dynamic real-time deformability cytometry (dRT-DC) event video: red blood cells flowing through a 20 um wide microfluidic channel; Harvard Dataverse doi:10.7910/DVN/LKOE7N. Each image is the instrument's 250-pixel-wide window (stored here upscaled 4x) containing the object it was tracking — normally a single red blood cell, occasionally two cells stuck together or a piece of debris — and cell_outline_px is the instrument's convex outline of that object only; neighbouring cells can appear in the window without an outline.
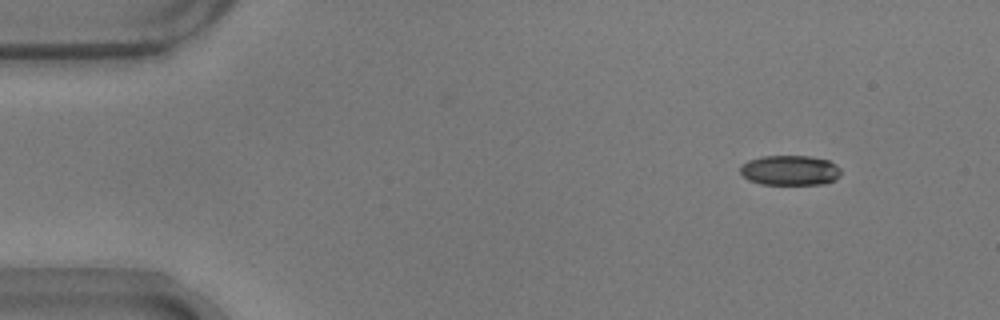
{"species": "common noctule bat (a hibernating species)", "species_latin": "Nyctalus noctula", "temperature_condition": "warm", "stored_images_in_passage": 50, "camera_frame_rate_fps": 3000, "um_per_image_px": 0.085, "animal": {"sex": "male", "body_mass_g": 17.9}, "frame": {"image": 1, "passage_image": 1, "time_ms": 0.0, "image_size_px": [1000, 320], "cell_outline_px": [[840, 176], [824, 184], [760, 184], [748, 180], [740, 172], [740, 164], [748, 160], [760, 156], [808, 156], [828, 160], [836, 164], [840, 168]], "centroid_in_image_um": [67.11, 14.47], "position_along_channel_um": 17.9, "area_um2": 17.69}}
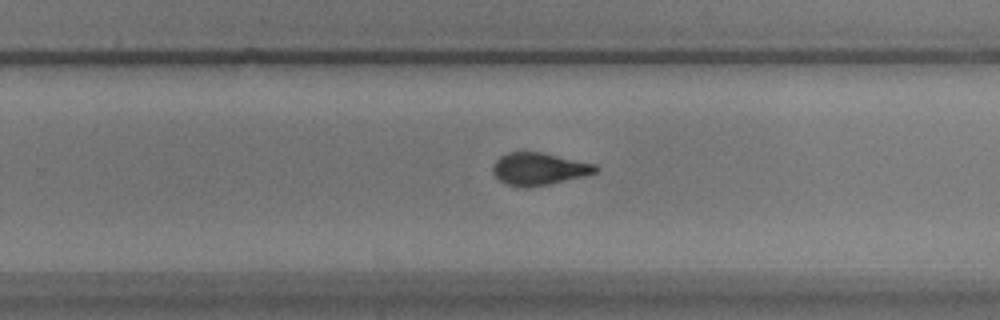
{"frame": {"image": 2, "passage_image": 30, "time_ms": 9.667, "image_size_px": [1000, 320], "cell_outline_px": [[600, 172], [584, 176], [548, 184], [528, 188], [508, 184], [500, 180], [492, 172], [492, 164], [500, 156], [508, 152], [540, 152], [596, 164], [600, 168]], "centroid_in_image_um": [45.83, 14.35], "position_along_channel_um": 284.0, "area_um2": 19.36}}
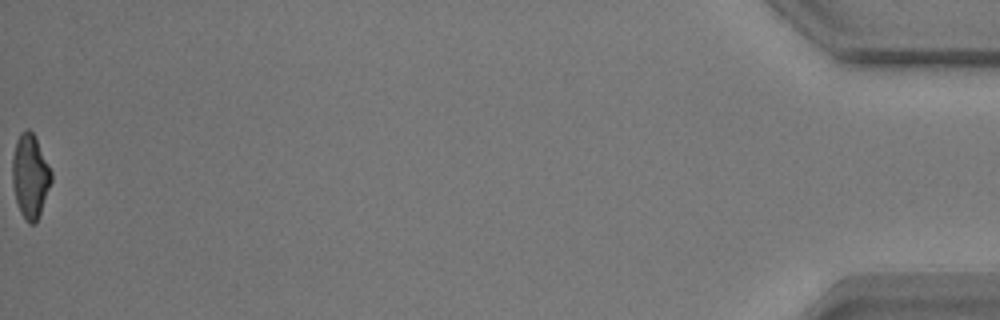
{"frame": {"image": 3, "passage_image": 50, "time_ms": 16.333, "image_size_px": [1000, 320], "cell_outline_px": [[52, 180], [36, 224], [28, 224], [24, 220], [20, 212], [16, 200], [12, 184], [12, 156], [16, 140], [20, 132], [28, 128], [32, 132], [52, 172]], "centroid_in_image_um": [2.54, 15.0], "position_along_channel_um": 432.7, "area_um2": 19.02}, "authors_computed_cell_mechanics": {"area_um2": 19.4786, "velocity_mm_per_s": 3.7226, "shape_relaxation_time_tau1_ms": 9.2518, "shape_relaxation_time_tau2_ms": 1.3702, "deformation_change_tau1": 0.2453, "deformation_change_tau2": 0.0771}}